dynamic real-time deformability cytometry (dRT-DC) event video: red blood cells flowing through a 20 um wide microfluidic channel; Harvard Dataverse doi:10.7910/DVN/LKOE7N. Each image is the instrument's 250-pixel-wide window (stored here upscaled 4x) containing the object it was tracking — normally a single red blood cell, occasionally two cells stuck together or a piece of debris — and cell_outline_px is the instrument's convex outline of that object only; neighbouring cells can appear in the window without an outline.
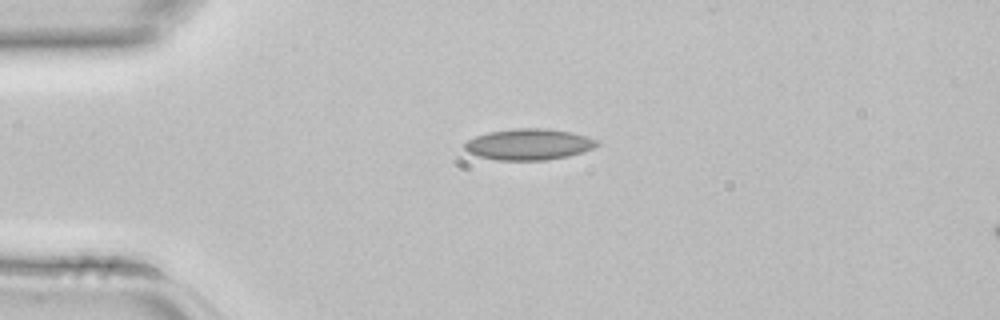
{"species": "common noctule bat (a hibernating species)", "species_latin": "Nyctalus noctula", "temperature_condition": "room temperature", "stored_images_in_passage": 2, "camera_frame_rate_fps": 3000, "um_per_image_px": 0.085, "animal": {"sex": "female", "body_mass_g": 22.7, "forearm_length_mm": 54.2}, "frame": {"image": 1, "passage_image": 1, "time_ms": 0.0, "image_size_px": [1000, 320], "cell_outline_px": [[600, 144], [592, 148], [568, 156], [544, 160], [496, 160], [480, 156], [468, 152], [464, 148], [464, 144], [468, 140], [476, 136], [488, 132], [516, 128], [544, 128], [572, 132], [600, 140]], "centroid_in_image_um": [44.96, 12.26], "position_along_channel_um": 40.0, "area_um2": 23.93}}